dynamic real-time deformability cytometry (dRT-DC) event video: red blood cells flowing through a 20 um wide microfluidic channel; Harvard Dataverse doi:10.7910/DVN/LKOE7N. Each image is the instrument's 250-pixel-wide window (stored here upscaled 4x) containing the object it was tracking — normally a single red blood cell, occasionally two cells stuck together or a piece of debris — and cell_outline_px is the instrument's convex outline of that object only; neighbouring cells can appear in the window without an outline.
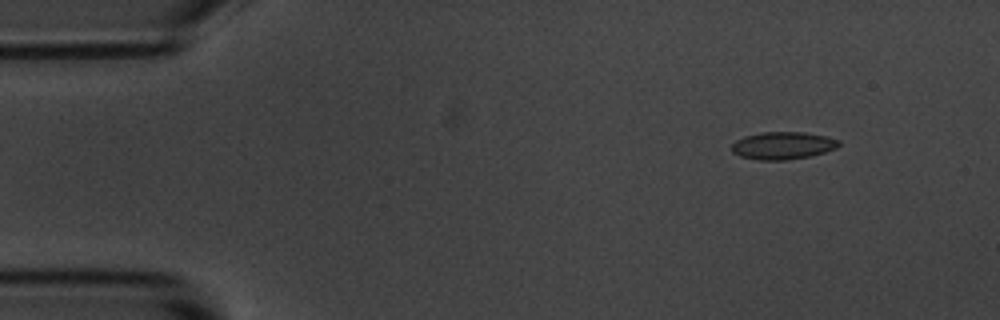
{"species": "common noctule bat (a hibernating species)", "species_latin": "Nyctalus noctula", "temperature_condition": "room temperature", "stored_images_in_passage": 4, "camera_frame_rate_fps": 3000, "um_per_image_px": 0.085, "animal": {"sex": "male", "body_mass_g": 20.1, "forearm_length_mm": 53.5}, "frame": {"image": 1, "passage_image": 1, "time_ms": 0.0, "image_size_px": [1000, 320], "cell_outline_px": [[840, 144], [836, 148], [824, 152], [808, 156], [788, 160], [760, 160], [740, 156], [732, 152], [732, 144], [736, 140], [744, 136], [760, 132], [804, 132], [824, 136], [840, 140]], "centroid_in_image_um": [66.52, 12.37], "position_along_channel_um": 18.5, "area_um2": 17.11}}
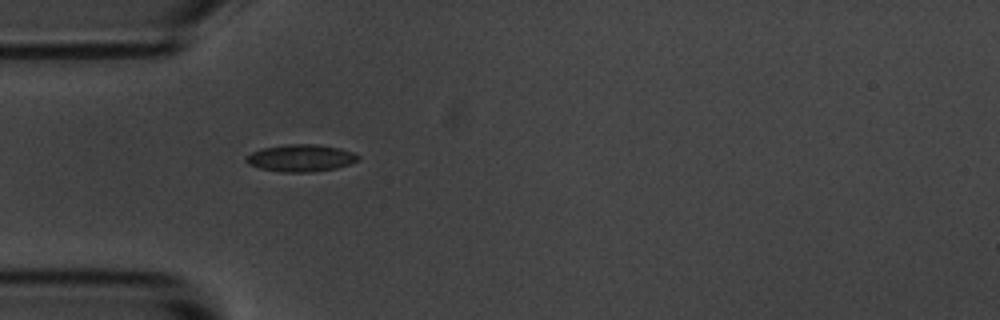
{"frame": {"image": 2, "passage_image": 4, "time_ms": 3.333, "image_size_px": [1000, 320], "cell_outline_px": [[360, 160], [336, 168], [312, 172], [280, 172], [260, 168], [248, 164], [244, 160], [244, 156], [252, 152], [264, 148], [288, 144], [316, 144], [340, 148], [352, 152], [360, 156]], "centroid_in_image_um": [25.56, 13.43], "position_along_channel_um": 59.4, "area_um2": 17.74}}